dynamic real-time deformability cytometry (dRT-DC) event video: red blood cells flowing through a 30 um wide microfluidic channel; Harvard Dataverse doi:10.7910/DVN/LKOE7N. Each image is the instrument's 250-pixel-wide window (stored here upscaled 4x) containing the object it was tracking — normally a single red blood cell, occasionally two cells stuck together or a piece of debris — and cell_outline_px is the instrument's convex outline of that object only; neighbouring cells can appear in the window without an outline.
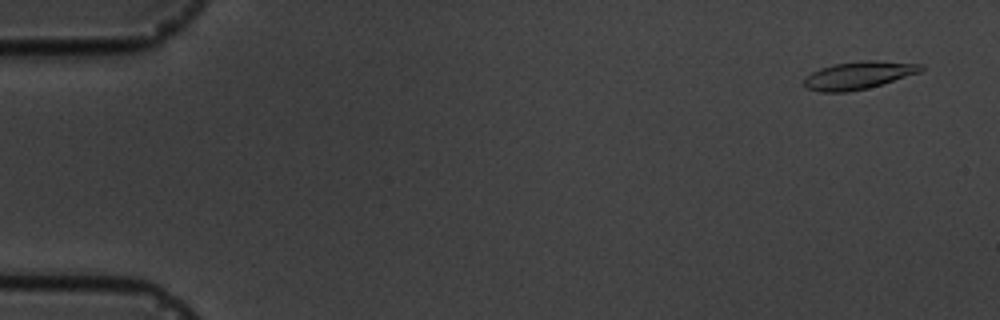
{"species": "common noctule bat (a hibernating species)", "species_latin": "Nyctalus noctula", "temperature_condition": "cold", "stored_images_in_passage": 4, "camera_frame_rate_fps": 3000, "um_per_image_px": 0.085, "animal": {"sex": "male", "body_mass_g": 19.5, "forearm_length_mm": 54.6}, "frame": {"image": 1, "passage_image": 1, "time_ms": 0.0, "image_size_px": [1000, 320], "cell_outline_px": [[924, 68], [920, 72], [868, 88], [848, 92], [820, 92], [808, 88], [804, 84], [804, 76], [820, 68], [836, 64], [864, 60], [876, 60], [924, 64]], "centroid_in_image_um": [72.98, 6.39], "position_along_channel_um": 12.0, "area_um2": 18.79}}
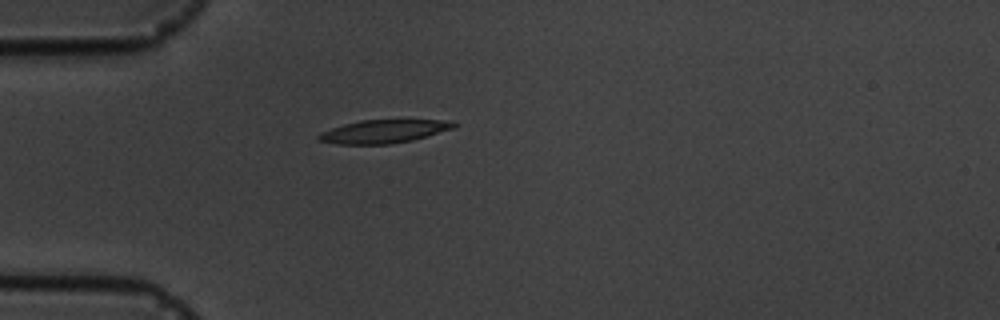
{"frame": {"image": 2, "passage_image": 4, "time_ms": 4.333, "image_size_px": [1000, 320], "cell_outline_px": [[460, 124], [456, 128], [412, 140], [388, 144], [336, 144], [316, 140], [316, 136], [320, 132], [344, 124], [360, 120], [452, 120]], "centroid_in_image_um": [32.64, 11.16], "position_along_channel_um": 52.4, "area_um2": 18.5}}